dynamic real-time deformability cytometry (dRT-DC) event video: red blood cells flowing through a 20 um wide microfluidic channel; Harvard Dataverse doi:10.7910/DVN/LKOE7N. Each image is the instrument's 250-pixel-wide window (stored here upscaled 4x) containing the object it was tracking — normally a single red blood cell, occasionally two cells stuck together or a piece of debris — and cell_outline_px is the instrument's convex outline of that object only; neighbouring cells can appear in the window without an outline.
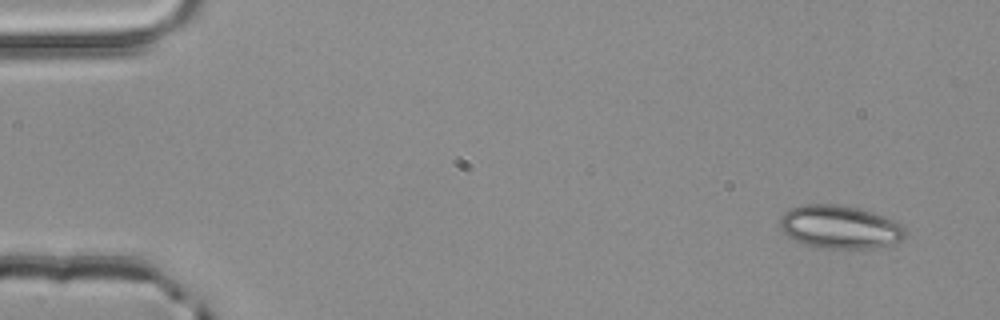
{"species": "common noctule bat (a hibernating species)", "species_latin": "Nyctalus noctula", "temperature_condition": "room temperature", "stored_images_in_passage": 3, "camera_frame_rate_fps": 3000, "um_per_image_px": 0.085, "animal": {"sex": "male", "body_mass_g": 20.4}, "frame": {"image": 1, "passage_image": 1, "time_ms": 0.0, "image_size_px": [1000, 320], "cell_outline_px": [[904, 236], [900, 240], [884, 248], [824, 248], [804, 244], [788, 236], [780, 228], [780, 216], [784, 212], [792, 208], [804, 204], [836, 204], [856, 208], [872, 212], [896, 220], [904, 228]], "centroid_in_image_um": [71.39, 19.3], "position_along_channel_um": 13.6, "area_um2": 31.5}}